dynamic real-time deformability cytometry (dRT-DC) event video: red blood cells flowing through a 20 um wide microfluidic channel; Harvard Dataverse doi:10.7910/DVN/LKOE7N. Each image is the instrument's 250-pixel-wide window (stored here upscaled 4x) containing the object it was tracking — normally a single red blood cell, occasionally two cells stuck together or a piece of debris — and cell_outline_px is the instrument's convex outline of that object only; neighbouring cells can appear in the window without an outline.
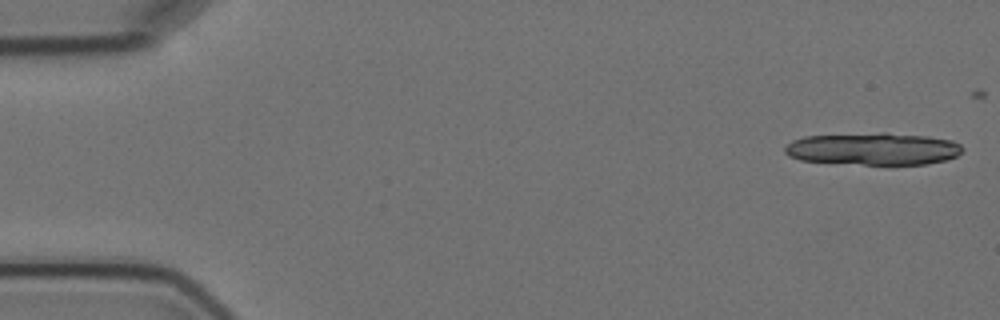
{"species": "Egyptian fruit bat (a non-hibernating species)", "species_latin": "Rousettus aegyptiacus", "temperature_condition": "cold", "stored_images_in_passage": 7, "camera_frame_rate_fps": 3000, "um_per_image_px": 0.085, "animal": {"sex": "female"}, "frame": {"image": 1, "passage_image": 1, "time_ms": 0.0, "image_size_px": [1000, 320], "cell_outline_px": [[964, 148], [956, 156], [944, 160], [928, 164], [864, 164], [800, 160], [788, 156], [784, 152], [784, 148], [792, 140], [804, 136], [884, 132], [928, 136], [952, 140], [960, 144]], "centroid_in_image_um": [74.22, 12.64], "position_along_channel_um": 10.8, "area_um2": 33.41}}